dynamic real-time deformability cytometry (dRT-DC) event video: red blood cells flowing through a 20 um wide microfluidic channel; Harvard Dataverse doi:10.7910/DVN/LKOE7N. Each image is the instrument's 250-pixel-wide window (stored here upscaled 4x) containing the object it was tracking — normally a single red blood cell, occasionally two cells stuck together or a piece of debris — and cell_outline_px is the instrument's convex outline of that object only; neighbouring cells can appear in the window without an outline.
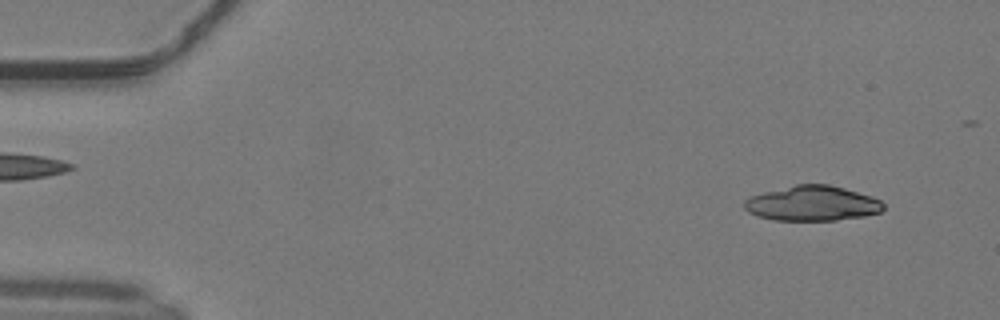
{"species": "common noctule bat (a hibernating species)", "species_latin": "Nyctalus noctula", "temperature_condition": "warm", "stored_images_in_passage": 9, "camera_frame_rate_fps": 3000, "um_per_image_px": 0.085, "animal": {"sex": "male", "body_mass_g": 19.2, "forearm_length_mm": 51.8}, "frame": {"image": 1, "passage_image": 1, "time_ms": 0.0, "image_size_px": [1000, 320], "cell_outline_px": [[884, 208], [880, 212], [864, 216], [836, 220], [776, 220], [760, 216], [744, 208], [744, 204], [752, 196], [796, 184], [828, 184], [856, 192], [880, 200], [884, 204]], "centroid_in_image_um": [69.09, 17.29], "position_along_channel_um": 15.9, "area_um2": 27.63}}